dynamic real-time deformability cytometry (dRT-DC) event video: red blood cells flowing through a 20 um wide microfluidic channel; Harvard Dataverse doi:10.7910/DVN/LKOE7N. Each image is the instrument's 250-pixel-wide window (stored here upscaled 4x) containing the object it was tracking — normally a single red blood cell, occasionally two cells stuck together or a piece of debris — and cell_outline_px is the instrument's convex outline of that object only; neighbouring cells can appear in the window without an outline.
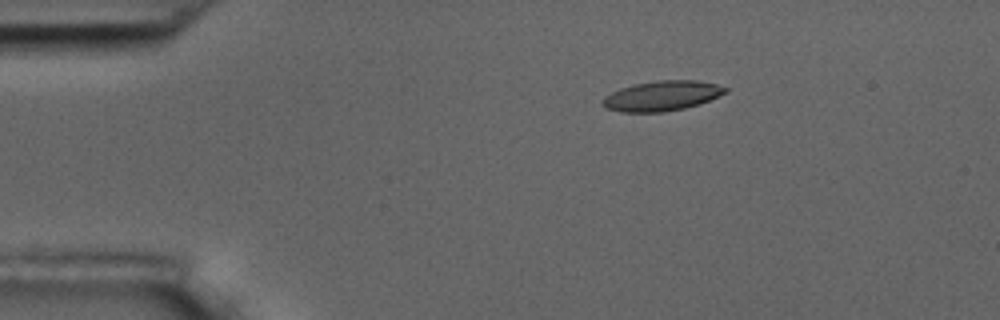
{"species": "common noctule bat (a hibernating species)", "species_latin": "Nyctalus noctula", "temperature_condition": "room temperature", "stored_images_in_passage": 15, "camera_frame_rate_fps": 3000, "um_per_image_px": 0.085, "animal": {"sex": "male", "body_mass_g": 17.5, "forearm_length_mm": 52.3}, "frame": {"image": 1, "passage_image": 3, "time_ms": 3.0, "image_size_px": [1000, 320], "cell_outline_px": [[728, 92], [700, 104], [684, 108], [664, 112], [620, 112], [604, 108], [600, 104], [604, 96], [620, 88], [632, 84], [660, 80], [696, 80], [716, 84], [728, 88]], "centroid_in_image_um": [56.23, 8.15], "position_along_channel_um": 28.8, "area_um2": 21.68}}
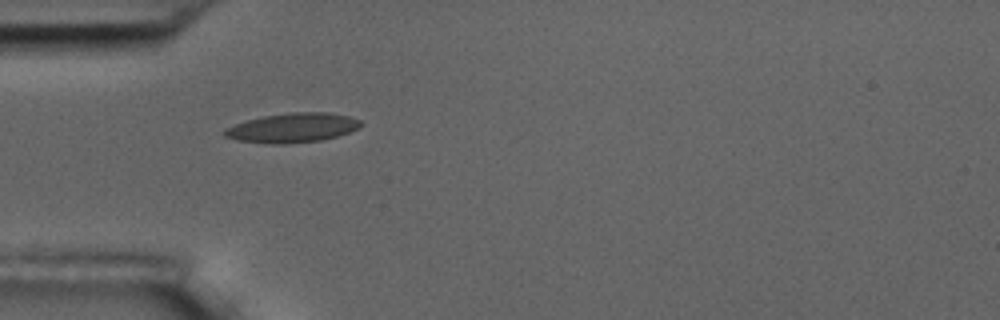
{"frame": {"image": 2, "passage_image": 5, "time_ms": 5.333, "image_size_px": [1000, 320], "cell_outline_px": [[360, 128], [336, 136], [320, 140], [284, 144], [272, 144], [236, 140], [224, 136], [220, 132], [224, 128], [248, 120], [264, 116], [288, 112], [328, 112], [348, 116], [360, 120]], "centroid_in_image_um": [24.82, 10.86], "position_along_channel_um": 60.2, "area_um2": 23.29}}
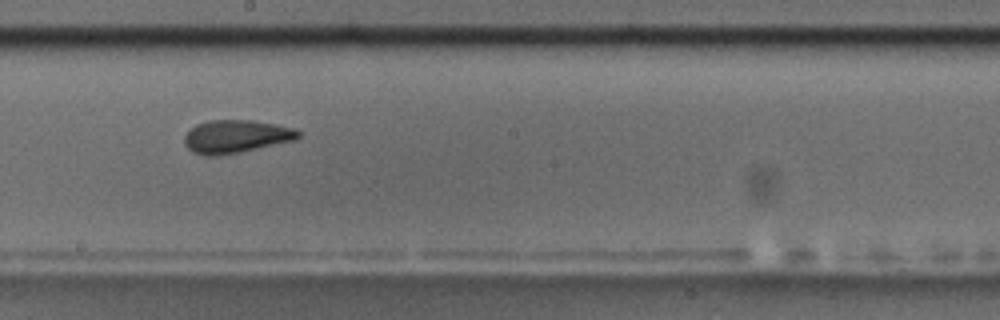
{"frame": {"image": 3, "passage_image": 9, "time_ms": 10.0, "image_size_px": [1000, 320], "cell_outline_px": [[300, 136], [296, 140], [240, 152], [216, 156], [204, 156], [192, 152], [184, 144], [184, 136], [196, 124], [208, 120], [252, 120], [276, 124], [296, 128], [300, 132]], "centroid_in_image_um": [20.06, 11.6], "position_along_channel_um": 228.1, "area_um2": 22.08}, "authors_computed_cell_mechanics": {"area_um2": 21.5016, "velocity_mm_per_s": 3.662, "shape_relaxation_time_tau1_ms": 3.2422, "shape_relaxation_time_tau2_ms": 1.5325, "deformation_change_tau1": 0.1588, "deformation_change_tau2": 0.097}}